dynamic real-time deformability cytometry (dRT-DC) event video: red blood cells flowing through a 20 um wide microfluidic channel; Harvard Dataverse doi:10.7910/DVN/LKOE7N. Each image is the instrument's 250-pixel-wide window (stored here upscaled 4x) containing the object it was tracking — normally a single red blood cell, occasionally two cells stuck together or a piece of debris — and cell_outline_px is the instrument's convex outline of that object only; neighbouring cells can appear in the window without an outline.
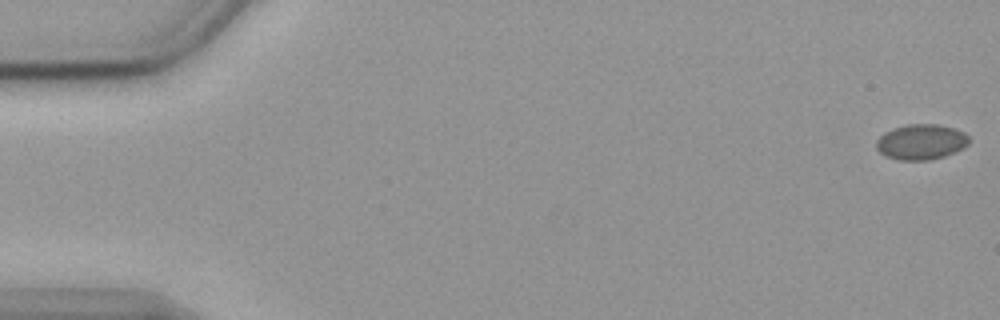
{"species": "common noctule bat (a hibernating species)", "species_latin": "Nyctalus noctula", "temperature_condition": "cold", "stored_images_in_passage": 49, "camera_frame_rate_fps": 3000, "um_per_image_px": 0.085, "animal": {"sex": "female", "body_mass_g": 19.9}, "frame": {"image": 1, "passage_image": 1, "time_ms": 0.0, "image_size_px": [1000, 320], "cell_outline_px": [[968, 144], [964, 148], [956, 152], [944, 156], [928, 160], [896, 160], [884, 156], [876, 148], [876, 140], [884, 132], [892, 128], [908, 124], [936, 124], [952, 128], [964, 132], [968, 136]], "centroid_in_image_um": [78.27, 12.07], "position_along_channel_um": 6.7, "area_um2": 19.25}}
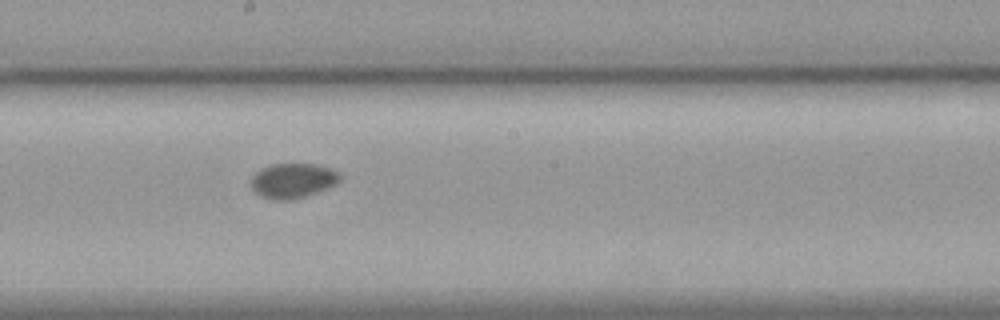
{"frame": {"image": 2, "passage_image": 31, "time_ms": 10.0, "image_size_px": [1000, 320], "cell_outline_px": [[340, 180], [336, 184], [316, 192], [292, 200], [272, 200], [260, 196], [252, 188], [252, 176], [260, 168], [268, 164], [316, 164], [332, 168], [340, 172]], "centroid_in_image_um": [24.89, 15.34], "position_along_channel_um": 223.3, "area_um2": 18.15}}
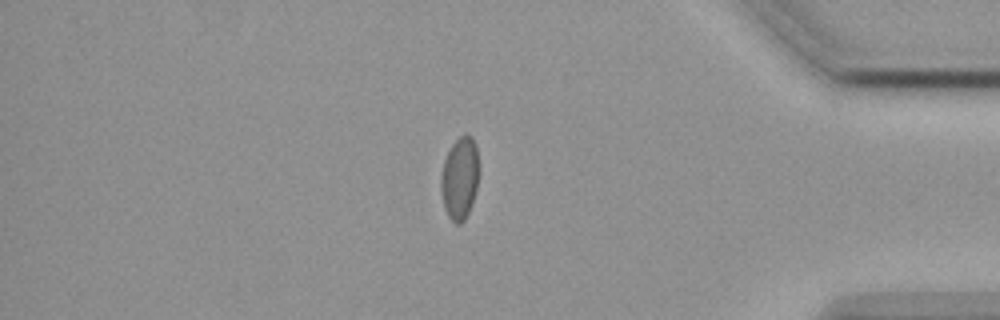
{"frame": {"image": 3, "passage_image": 48, "time_ms": 15.667, "image_size_px": [1000, 320], "cell_outline_px": [[480, 172], [472, 204], [464, 220], [460, 224], [456, 224], [448, 216], [444, 208], [440, 188], [440, 176], [444, 160], [452, 144], [464, 132], [472, 136], [476, 144]], "centroid_in_image_um": [39.09, 15.11], "position_along_channel_um": 396.1, "area_um2": 18.61}}